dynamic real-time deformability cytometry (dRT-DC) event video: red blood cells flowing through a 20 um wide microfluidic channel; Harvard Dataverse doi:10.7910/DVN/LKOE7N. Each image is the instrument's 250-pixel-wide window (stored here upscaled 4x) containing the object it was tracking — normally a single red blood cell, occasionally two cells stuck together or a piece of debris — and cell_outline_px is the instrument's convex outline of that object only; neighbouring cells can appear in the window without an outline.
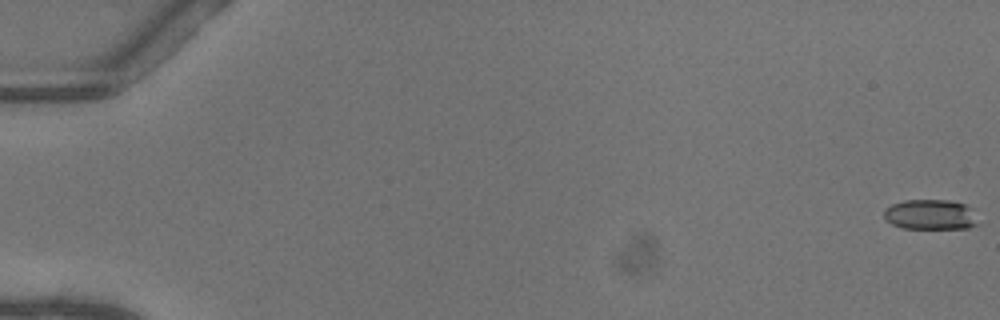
{"species": "common noctule bat (a hibernating species)", "species_latin": "Nyctalus noctula", "temperature_condition": "warm", "stored_images_in_passage": 53, "camera_frame_rate_fps": 3000, "um_per_image_px": 0.085, "animal": {"sex": "female"}, "frame": {"image": 1, "passage_image": 1, "time_ms": 0.0, "image_size_px": [1000, 320], "cell_outline_px": [[984, 224], [968, 228], [900, 228], [892, 224], [884, 216], [884, 208], [892, 204], [904, 200], [948, 200], [964, 204], [972, 208]], "centroid_in_image_um": [79.18, 18.25], "position_along_channel_um": 5.8, "area_um2": 16.94}}
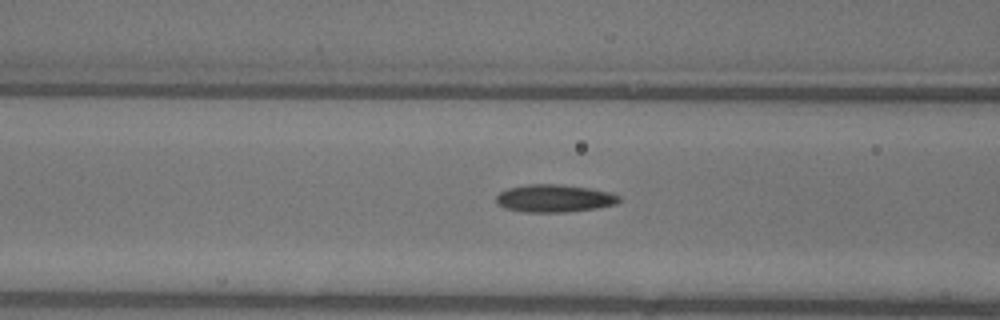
{"frame": {"image": 2, "passage_image": 23, "time_ms": 7.333, "image_size_px": [1000, 320], "cell_outline_px": [[620, 200], [616, 204], [596, 208], [564, 212], [524, 212], [504, 208], [496, 204], [496, 196], [500, 192], [508, 188], [528, 184], [560, 184], [588, 188], [608, 192], [620, 196]], "centroid_in_image_um": [47.07, 16.86], "position_along_channel_um": 119.5, "area_um2": 19.77}}
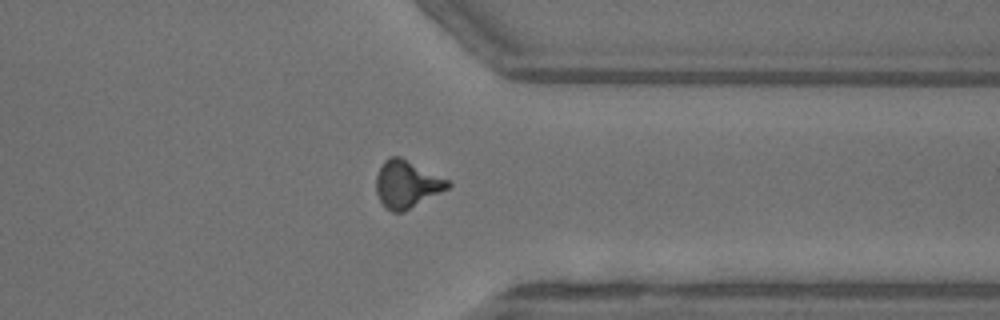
{"frame": {"image": 3, "passage_image": 42, "time_ms": 13.667, "image_size_px": [1000, 320], "cell_outline_px": [[452, 184], [448, 188], [404, 212], [392, 212], [384, 208], [376, 192], [376, 176], [384, 160], [388, 156], [400, 156], [448, 180]], "centroid_in_image_um": [34.54, 15.66], "position_along_channel_um": 376.9, "area_um2": 19.71}, "authors_computed_cell_mechanics": {"area_um2": 18.496, "velocity_mm_per_s": 4.1069, "shape_relaxation_time_tau1_ms": 6.0442, "shape_relaxation_time_tau2_ms": 2.3024, "deformation_change_tau1": 0.2006, "deformation_change_tau2": 0.1042}}